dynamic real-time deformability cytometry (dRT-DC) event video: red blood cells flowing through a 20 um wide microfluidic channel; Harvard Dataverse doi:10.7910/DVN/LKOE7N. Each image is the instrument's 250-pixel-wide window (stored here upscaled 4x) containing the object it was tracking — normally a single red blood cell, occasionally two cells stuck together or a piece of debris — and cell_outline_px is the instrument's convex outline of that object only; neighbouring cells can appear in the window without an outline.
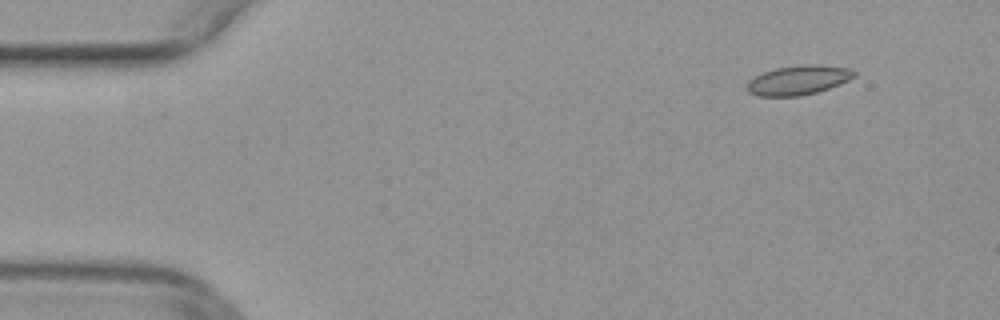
{"species": "common noctule bat (a hibernating species)", "species_latin": "Nyctalus noctula", "temperature_condition": "warm", "stored_images_in_passage": 8, "camera_frame_rate_fps": 3000, "um_per_image_px": 0.085, "animal": {"sex": "female", "body_mass_g": 29.2, "forearm_length_mm": 56.3}, "frame": {"image": 1, "passage_image": 1, "time_ms": 0.0, "image_size_px": [1000, 320], "cell_outline_px": [[856, 76], [840, 84], [816, 92], [800, 96], [756, 96], [748, 92], [748, 80], [764, 72], [776, 68], [804, 64], [816, 64], [848, 68], [856, 72]], "centroid_in_image_um": [67.86, 6.81], "position_along_channel_um": 17.1, "area_um2": 18.26}}